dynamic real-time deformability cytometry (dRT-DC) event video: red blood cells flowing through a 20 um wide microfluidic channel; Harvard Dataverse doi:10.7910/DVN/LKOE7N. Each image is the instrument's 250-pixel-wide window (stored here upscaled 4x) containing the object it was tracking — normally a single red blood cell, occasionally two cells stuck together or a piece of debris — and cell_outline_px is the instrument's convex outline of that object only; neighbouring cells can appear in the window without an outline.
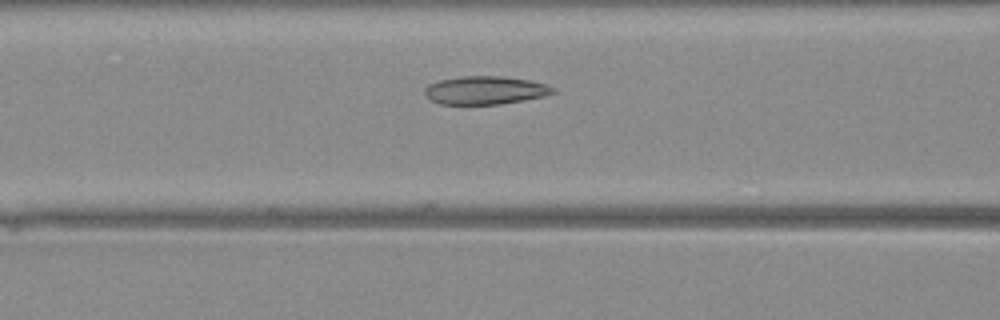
{"species": "Egyptian fruit bat (a non-hibernating species)", "species_latin": "Rousettus aegyptiacus", "temperature_condition": "warm", "stored_images_in_passage": 9, "camera_frame_rate_fps": 3000, "um_per_image_px": 0.085, "animal": {"sex": "female"}, "frame": {"image": 1, "passage_image": 9, "time_ms": 2.667, "image_size_px": [1000, 320], "cell_outline_px": [[556, 92], [544, 96], [524, 100], [500, 104], [440, 104], [432, 100], [424, 92], [424, 88], [428, 84], [436, 80], [464, 76], [500, 76], [528, 80], [544, 84], [552, 88]], "centroid_in_image_um": [41.2, 7.67], "position_along_channel_um": 125.4, "area_um2": 20.92}}